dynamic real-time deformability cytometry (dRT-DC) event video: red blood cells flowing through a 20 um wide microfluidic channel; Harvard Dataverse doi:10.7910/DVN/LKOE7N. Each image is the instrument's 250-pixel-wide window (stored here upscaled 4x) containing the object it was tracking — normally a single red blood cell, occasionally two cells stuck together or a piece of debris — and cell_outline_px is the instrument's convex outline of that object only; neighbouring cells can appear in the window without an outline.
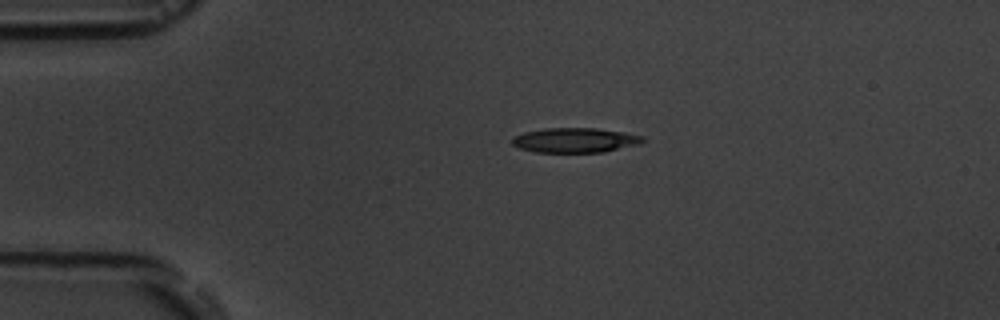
{"species": "common noctule bat (a hibernating species)", "species_latin": "Nyctalus noctula", "temperature_condition": "room temperature", "stored_images_in_passage": 3, "camera_frame_rate_fps": 3000, "um_per_image_px": 0.085, "animal": {"sex": "male", "body_mass_g": 19.5, "forearm_length_mm": 54.6}, "frame": {"image": 1, "passage_image": 2, "time_ms": 2.0, "image_size_px": [1000, 320], "cell_outline_px": [[644, 140], [640, 144], [604, 152], [536, 152], [516, 148], [512, 144], [512, 140], [516, 136], [524, 132], [544, 128], [596, 128], [624, 132], [644, 136]], "centroid_in_image_um": [48.88, 11.92], "position_along_channel_um": 36.1, "area_um2": 18.9}}